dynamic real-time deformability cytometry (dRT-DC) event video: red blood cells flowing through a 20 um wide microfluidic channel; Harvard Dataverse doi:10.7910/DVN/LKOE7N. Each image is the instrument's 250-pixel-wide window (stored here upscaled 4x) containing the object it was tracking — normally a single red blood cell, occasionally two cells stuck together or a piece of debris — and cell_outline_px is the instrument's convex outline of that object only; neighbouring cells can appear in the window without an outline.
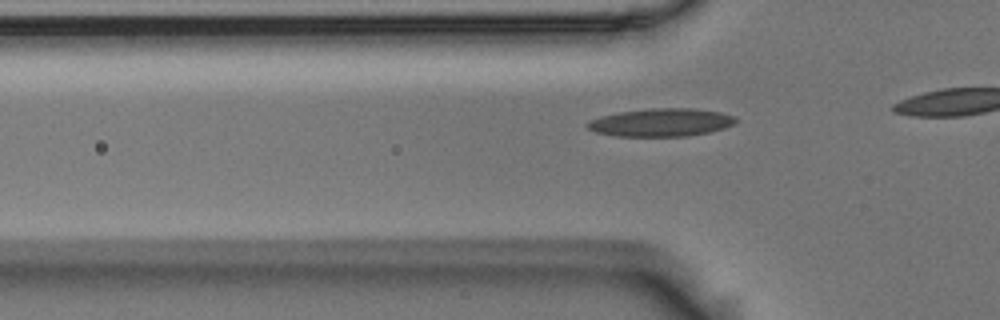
{"species": "Egyptian fruit bat (a non-hibernating species)", "species_latin": "Rousettus aegyptiacus", "temperature_condition": "room temperature", "stored_images_in_passage": 14, "camera_frame_rate_fps": 3000, "um_per_image_px": 0.085, "animal": {"sex": "male"}, "frame": {"image": 1, "passage_image": 8, "time_ms": 2.333, "image_size_px": [1000, 320], "cell_outline_px": [[740, 120], [736, 124], [724, 128], [708, 132], [688, 136], [616, 136], [596, 132], [588, 128], [584, 124], [588, 120], [600, 116], [620, 112], [652, 108], [692, 108], [720, 112], [736, 116]], "centroid_in_image_um": [56.22, 10.4], "position_along_channel_um": 69.6, "area_um2": 24.39}}
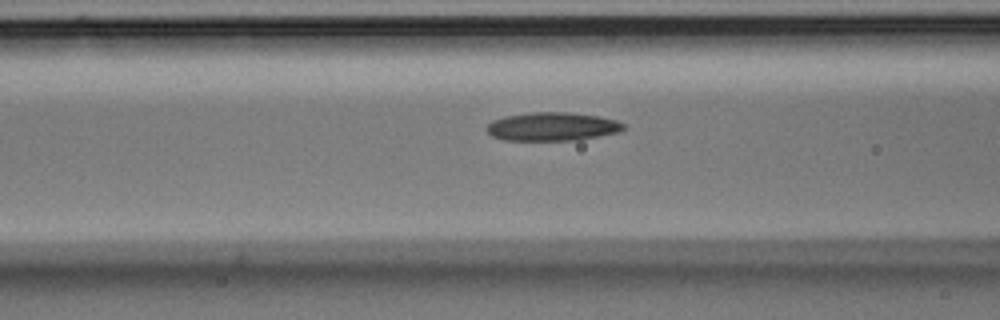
{"frame": {"image": 2, "passage_image": 12, "time_ms": 3.667, "image_size_px": [1000, 320], "cell_outline_px": [[624, 128], [620, 132], [580, 140], [504, 140], [492, 136], [484, 128], [492, 120], [504, 116], [532, 112], [564, 112], [596, 116], [616, 120], [624, 124]], "centroid_in_image_um": [46.92, 10.76], "position_along_channel_um": 119.7, "area_um2": 22.72}}